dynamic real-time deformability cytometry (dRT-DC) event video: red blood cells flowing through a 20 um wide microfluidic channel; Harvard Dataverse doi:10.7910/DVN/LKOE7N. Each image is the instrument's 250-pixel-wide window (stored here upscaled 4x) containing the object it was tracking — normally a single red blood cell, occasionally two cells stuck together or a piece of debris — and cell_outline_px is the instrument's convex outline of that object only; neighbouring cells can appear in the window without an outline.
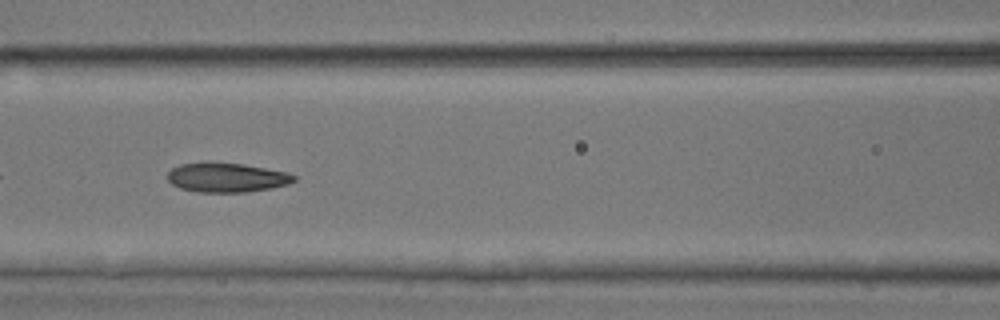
{"species": "common noctule bat (a hibernating species)", "species_latin": "Nyctalus noctula", "temperature_condition": "room temperature", "stored_images_in_passage": 13, "camera_frame_rate_fps": 3000, "um_per_image_px": 0.085, "animal": {"sex": "male", "body_mass_g": 17.9, "forearm_length_mm": 54.2}, "frame": {"image": 1, "passage_image": 8, "time_ms": 2.333, "image_size_px": [1000, 320], "cell_outline_px": [[296, 180], [288, 184], [268, 188], [244, 192], [196, 192], [180, 188], [172, 184], [168, 180], [168, 172], [172, 168], [180, 164], [208, 160], [244, 164], [288, 172], [296, 176]], "centroid_in_image_um": [19.23, 15.05], "position_along_channel_um": 147.4, "area_um2": 22.02}}